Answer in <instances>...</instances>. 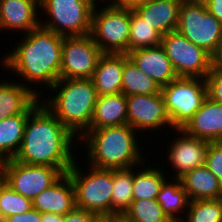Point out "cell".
I'll return each instance as SVG.
<instances>
[{
    "label": "cell",
    "mask_w": 222,
    "mask_h": 222,
    "mask_svg": "<svg viewBox=\"0 0 222 222\" xmlns=\"http://www.w3.org/2000/svg\"><path fill=\"white\" fill-rule=\"evenodd\" d=\"M76 140L40 103L27 118L21 147L13 159L23 164L53 166L67 173L75 161L72 143Z\"/></svg>",
    "instance_id": "cell-1"
},
{
    "label": "cell",
    "mask_w": 222,
    "mask_h": 222,
    "mask_svg": "<svg viewBox=\"0 0 222 222\" xmlns=\"http://www.w3.org/2000/svg\"><path fill=\"white\" fill-rule=\"evenodd\" d=\"M11 52L3 56L2 65L21 76L29 84L51 88L60 79L61 54L64 36L42 26L24 33ZM37 82V83H36Z\"/></svg>",
    "instance_id": "cell-2"
},
{
    "label": "cell",
    "mask_w": 222,
    "mask_h": 222,
    "mask_svg": "<svg viewBox=\"0 0 222 222\" xmlns=\"http://www.w3.org/2000/svg\"><path fill=\"white\" fill-rule=\"evenodd\" d=\"M136 130L128 124L89 129L79 142L87 144L89 166L98 169H127L145 160L138 146ZM143 165V166H142Z\"/></svg>",
    "instance_id": "cell-3"
},
{
    "label": "cell",
    "mask_w": 222,
    "mask_h": 222,
    "mask_svg": "<svg viewBox=\"0 0 222 222\" xmlns=\"http://www.w3.org/2000/svg\"><path fill=\"white\" fill-rule=\"evenodd\" d=\"M50 90L57 94L41 103L80 140L89 131L98 98L92 79H58Z\"/></svg>",
    "instance_id": "cell-4"
},
{
    "label": "cell",
    "mask_w": 222,
    "mask_h": 222,
    "mask_svg": "<svg viewBox=\"0 0 222 222\" xmlns=\"http://www.w3.org/2000/svg\"><path fill=\"white\" fill-rule=\"evenodd\" d=\"M76 160L67 171L75 188L76 207L96 215H112L113 169L90 166L82 172Z\"/></svg>",
    "instance_id": "cell-5"
},
{
    "label": "cell",
    "mask_w": 222,
    "mask_h": 222,
    "mask_svg": "<svg viewBox=\"0 0 222 222\" xmlns=\"http://www.w3.org/2000/svg\"><path fill=\"white\" fill-rule=\"evenodd\" d=\"M97 0H40L50 20L40 26L62 36H83L91 33L92 11ZM96 2V3H95Z\"/></svg>",
    "instance_id": "cell-6"
},
{
    "label": "cell",
    "mask_w": 222,
    "mask_h": 222,
    "mask_svg": "<svg viewBox=\"0 0 222 222\" xmlns=\"http://www.w3.org/2000/svg\"><path fill=\"white\" fill-rule=\"evenodd\" d=\"M161 94L174 129H181L208 98L205 78L177 76L161 87Z\"/></svg>",
    "instance_id": "cell-7"
},
{
    "label": "cell",
    "mask_w": 222,
    "mask_h": 222,
    "mask_svg": "<svg viewBox=\"0 0 222 222\" xmlns=\"http://www.w3.org/2000/svg\"><path fill=\"white\" fill-rule=\"evenodd\" d=\"M92 11L91 36L103 53H128L131 9L109 4Z\"/></svg>",
    "instance_id": "cell-8"
},
{
    "label": "cell",
    "mask_w": 222,
    "mask_h": 222,
    "mask_svg": "<svg viewBox=\"0 0 222 222\" xmlns=\"http://www.w3.org/2000/svg\"><path fill=\"white\" fill-rule=\"evenodd\" d=\"M177 31L210 55L222 39V23L207 11L203 1L181 3Z\"/></svg>",
    "instance_id": "cell-9"
},
{
    "label": "cell",
    "mask_w": 222,
    "mask_h": 222,
    "mask_svg": "<svg viewBox=\"0 0 222 222\" xmlns=\"http://www.w3.org/2000/svg\"><path fill=\"white\" fill-rule=\"evenodd\" d=\"M161 46L177 76L206 78L211 69V55L189 41L177 30L162 36Z\"/></svg>",
    "instance_id": "cell-10"
},
{
    "label": "cell",
    "mask_w": 222,
    "mask_h": 222,
    "mask_svg": "<svg viewBox=\"0 0 222 222\" xmlns=\"http://www.w3.org/2000/svg\"><path fill=\"white\" fill-rule=\"evenodd\" d=\"M102 54L91 34L65 36L62 45L60 79H91Z\"/></svg>",
    "instance_id": "cell-11"
},
{
    "label": "cell",
    "mask_w": 222,
    "mask_h": 222,
    "mask_svg": "<svg viewBox=\"0 0 222 222\" xmlns=\"http://www.w3.org/2000/svg\"><path fill=\"white\" fill-rule=\"evenodd\" d=\"M1 169L6 183L14 191L31 200L64 174L53 166L23 164L14 159L2 161Z\"/></svg>",
    "instance_id": "cell-12"
},
{
    "label": "cell",
    "mask_w": 222,
    "mask_h": 222,
    "mask_svg": "<svg viewBox=\"0 0 222 222\" xmlns=\"http://www.w3.org/2000/svg\"><path fill=\"white\" fill-rule=\"evenodd\" d=\"M127 97V124L134 130L148 131L172 127L161 93L152 95H130ZM166 125V126H165Z\"/></svg>",
    "instance_id": "cell-13"
},
{
    "label": "cell",
    "mask_w": 222,
    "mask_h": 222,
    "mask_svg": "<svg viewBox=\"0 0 222 222\" xmlns=\"http://www.w3.org/2000/svg\"><path fill=\"white\" fill-rule=\"evenodd\" d=\"M179 134L167 150L166 157L170 165L176 171L173 179H179L185 173L194 170L197 167L205 165V158L210 142L193 137L185 133L182 129H174ZM181 135V136H180Z\"/></svg>",
    "instance_id": "cell-14"
},
{
    "label": "cell",
    "mask_w": 222,
    "mask_h": 222,
    "mask_svg": "<svg viewBox=\"0 0 222 222\" xmlns=\"http://www.w3.org/2000/svg\"><path fill=\"white\" fill-rule=\"evenodd\" d=\"M76 207L75 188L68 173L32 199V208L41 213L64 216Z\"/></svg>",
    "instance_id": "cell-15"
},
{
    "label": "cell",
    "mask_w": 222,
    "mask_h": 222,
    "mask_svg": "<svg viewBox=\"0 0 222 222\" xmlns=\"http://www.w3.org/2000/svg\"><path fill=\"white\" fill-rule=\"evenodd\" d=\"M40 0H0V30L28 33L40 26Z\"/></svg>",
    "instance_id": "cell-16"
},
{
    "label": "cell",
    "mask_w": 222,
    "mask_h": 222,
    "mask_svg": "<svg viewBox=\"0 0 222 222\" xmlns=\"http://www.w3.org/2000/svg\"><path fill=\"white\" fill-rule=\"evenodd\" d=\"M128 58L160 87L168 85L177 74L161 45L140 48L127 53Z\"/></svg>",
    "instance_id": "cell-17"
},
{
    "label": "cell",
    "mask_w": 222,
    "mask_h": 222,
    "mask_svg": "<svg viewBox=\"0 0 222 222\" xmlns=\"http://www.w3.org/2000/svg\"><path fill=\"white\" fill-rule=\"evenodd\" d=\"M13 81L0 82V120L23 112H32L41 103V96L36 89L23 82Z\"/></svg>",
    "instance_id": "cell-18"
},
{
    "label": "cell",
    "mask_w": 222,
    "mask_h": 222,
    "mask_svg": "<svg viewBox=\"0 0 222 222\" xmlns=\"http://www.w3.org/2000/svg\"><path fill=\"white\" fill-rule=\"evenodd\" d=\"M181 129L190 136L208 142L222 141V104L207 98Z\"/></svg>",
    "instance_id": "cell-19"
},
{
    "label": "cell",
    "mask_w": 222,
    "mask_h": 222,
    "mask_svg": "<svg viewBox=\"0 0 222 222\" xmlns=\"http://www.w3.org/2000/svg\"><path fill=\"white\" fill-rule=\"evenodd\" d=\"M180 6L177 0H149L133 11L163 36L177 30Z\"/></svg>",
    "instance_id": "cell-20"
},
{
    "label": "cell",
    "mask_w": 222,
    "mask_h": 222,
    "mask_svg": "<svg viewBox=\"0 0 222 222\" xmlns=\"http://www.w3.org/2000/svg\"><path fill=\"white\" fill-rule=\"evenodd\" d=\"M123 53H103L91 78L98 96L121 93Z\"/></svg>",
    "instance_id": "cell-21"
},
{
    "label": "cell",
    "mask_w": 222,
    "mask_h": 222,
    "mask_svg": "<svg viewBox=\"0 0 222 222\" xmlns=\"http://www.w3.org/2000/svg\"><path fill=\"white\" fill-rule=\"evenodd\" d=\"M190 201L222 198V184L205 165L179 178Z\"/></svg>",
    "instance_id": "cell-22"
},
{
    "label": "cell",
    "mask_w": 222,
    "mask_h": 222,
    "mask_svg": "<svg viewBox=\"0 0 222 222\" xmlns=\"http://www.w3.org/2000/svg\"><path fill=\"white\" fill-rule=\"evenodd\" d=\"M127 124V97L123 93L98 96L89 129Z\"/></svg>",
    "instance_id": "cell-23"
},
{
    "label": "cell",
    "mask_w": 222,
    "mask_h": 222,
    "mask_svg": "<svg viewBox=\"0 0 222 222\" xmlns=\"http://www.w3.org/2000/svg\"><path fill=\"white\" fill-rule=\"evenodd\" d=\"M31 112H23L0 120V161L13 159L18 153L24 135L27 118Z\"/></svg>",
    "instance_id": "cell-24"
},
{
    "label": "cell",
    "mask_w": 222,
    "mask_h": 222,
    "mask_svg": "<svg viewBox=\"0 0 222 222\" xmlns=\"http://www.w3.org/2000/svg\"><path fill=\"white\" fill-rule=\"evenodd\" d=\"M121 93L130 95H152L161 93V87L147 74L140 70L123 53V76Z\"/></svg>",
    "instance_id": "cell-25"
},
{
    "label": "cell",
    "mask_w": 222,
    "mask_h": 222,
    "mask_svg": "<svg viewBox=\"0 0 222 222\" xmlns=\"http://www.w3.org/2000/svg\"><path fill=\"white\" fill-rule=\"evenodd\" d=\"M168 179L163 183L157 195V202L173 222H181L183 215L179 212L188 210L189 198L179 179ZM182 210V211H181ZM180 215V216H179Z\"/></svg>",
    "instance_id": "cell-26"
},
{
    "label": "cell",
    "mask_w": 222,
    "mask_h": 222,
    "mask_svg": "<svg viewBox=\"0 0 222 222\" xmlns=\"http://www.w3.org/2000/svg\"><path fill=\"white\" fill-rule=\"evenodd\" d=\"M145 169L133 170L132 195L133 200L156 199L160 188L167 180L164 171L147 166Z\"/></svg>",
    "instance_id": "cell-27"
},
{
    "label": "cell",
    "mask_w": 222,
    "mask_h": 222,
    "mask_svg": "<svg viewBox=\"0 0 222 222\" xmlns=\"http://www.w3.org/2000/svg\"><path fill=\"white\" fill-rule=\"evenodd\" d=\"M133 168L113 169L112 215L122 217L133 202Z\"/></svg>",
    "instance_id": "cell-28"
},
{
    "label": "cell",
    "mask_w": 222,
    "mask_h": 222,
    "mask_svg": "<svg viewBox=\"0 0 222 222\" xmlns=\"http://www.w3.org/2000/svg\"><path fill=\"white\" fill-rule=\"evenodd\" d=\"M121 219L124 222H173L156 199L133 200Z\"/></svg>",
    "instance_id": "cell-29"
},
{
    "label": "cell",
    "mask_w": 222,
    "mask_h": 222,
    "mask_svg": "<svg viewBox=\"0 0 222 222\" xmlns=\"http://www.w3.org/2000/svg\"><path fill=\"white\" fill-rule=\"evenodd\" d=\"M162 35L131 9L129 52L161 45Z\"/></svg>",
    "instance_id": "cell-30"
},
{
    "label": "cell",
    "mask_w": 222,
    "mask_h": 222,
    "mask_svg": "<svg viewBox=\"0 0 222 222\" xmlns=\"http://www.w3.org/2000/svg\"><path fill=\"white\" fill-rule=\"evenodd\" d=\"M181 222H222V198L189 201Z\"/></svg>",
    "instance_id": "cell-31"
},
{
    "label": "cell",
    "mask_w": 222,
    "mask_h": 222,
    "mask_svg": "<svg viewBox=\"0 0 222 222\" xmlns=\"http://www.w3.org/2000/svg\"><path fill=\"white\" fill-rule=\"evenodd\" d=\"M32 208V200L14 191L7 183L0 191V222L15 214H22Z\"/></svg>",
    "instance_id": "cell-32"
},
{
    "label": "cell",
    "mask_w": 222,
    "mask_h": 222,
    "mask_svg": "<svg viewBox=\"0 0 222 222\" xmlns=\"http://www.w3.org/2000/svg\"><path fill=\"white\" fill-rule=\"evenodd\" d=\"M205 80L208 98L215 103L222 104V67L211 66Z\"/></svg>",
    "instance_id": "cell-33"
},
{
    "label": "cell",
    "mask_w": 222,
    "mask_h": 222,
    "mask_svg": "<svg viewBox=\"0 0 222 222\" xmlns=\"http://www.w3.org/2000/svg\"><path fill=\"white\" fill-rule=\"evenodd\" d=\"M205 166L222 184V141L210 142Z\"/></svg>",
    "instance_id": "cell-34"
},
{
    "label": "cell",
    "mask_w": 222,
    "mask_h": 222,
    "mask_svg": "<svg viewBox=\"0 0 222 222\" xmlns=\"http://www.w3.org/2000/svg\"><path fill=\"white\" fill-rule=\"evenodd\" d=\"M95 216V213L75 207L63 216V222H91Z\"/></svg>",
    "instance_id": "cell-35"
},
{
    "label": "cell",
    "mask_w": 222,
    "mask_h": 222,
    "mask_svg": "<svg viewBox=\"0 0 222 222\" xmlns=\"http://www.w3.org/2000/svg\"><path fill=\"white\" fill-rule=\"evenodd\" d=\"M42 213L34 208L22 214L7 217L3 222H41Z\"/></svg>",
    "instance_id": "cell-36"
},
{
    "label": "cell",
    "mask_w": 222,
    "mask_h": 222,
    "mask_svg": "<svg viewBox=\"0 0 222 222\" xmlns=\"http://www.w3.org/2000/svg\"><path fill=\"white\" fill-rule=\"evenodd\" d=\"M207 11L222 23V0H202Z\"/></svg>",
    "instance_id": "cell-37"
},
{
    "label": "cell",
    "mask_w": 222,
    "mask_h": 222,
    "mask_svg": "<svg viewBox=\"0 0 222 222\" xmlns=\"http://www.w3.org/2000/svg\"><path fill=\"white\" fill-rule=\"evenodd\" d=\"M108 2L109 5L119 8L134 9L139 5L145 4L149 0H111Z\"/></svg>",
    "instance_id": "cell-38"
},
{
    "label": "cell",
    "mask_w": 222,
    "mask_h": 222,
    "mask_svg": "<svg viewBox=\"0 0 222 222\" xmlns=\"http://www.w3.org/2000/svg\"><path fill=\"white\" fill-rule=\"evenodd\" d=\"M211 65L222 67V39L218 42L216 50L211 55Z\"/></svg>",
    "instance_id": "cell-39"
},
{
    "label": "cell",
    "mask_w": 222,
    "mask_h": 222,
    "mask_svg": "<svg viewBox=\"0 0 222 222\" xmlns=\"http://www.w3.org/2000/svg\"><path fill=\"white\" fill-rule=\"evenodd\" d=\"M121 220L117 215H96L91 222H120Z\"/></svg>",
    "instance_id": "cell-40"
},
{
    "label": "cell",
    "mask_w": 222,
    "mask_h": 222,
    "mask_svg": "<svg viewBox=\"0 0 222 222\" xmlns=\"http://www.w3.org/2000/svg\"><path fill=\"white\" fill-rule=\"evenodd\" d=\"M41 222H63V216L54 213H42Z\"/></svg>",
    "instance_id": "cell-41"
},
{
    "label": "cell",
    "mask_w": 222,
    "mask_h": 222,
    "mask_svg": "<svg viewBox=\"0 0 222 222\" xmlns=\"http://www.w3.org/2000/svg\"><path fill=\"white\" fill-rule=\"evenodd\" d=\"M6 184L5 174L2 169H0V191L2 187Z\"/></svg>",
    "instance_id": "cell-42"
},
{
    "label": "cell",
    "mask_w": 222,
    "mask_h": 222,
    "mask_svg": "<svg viewBox=\"0 0 222 222\" xmlns=\"http://www.w3.org/2000/svg\"><path fill=\"white\" fill-rule=\"evenodd\" d=\"M181 3H187V2H197V1H202V0H177Z\"/></svg>",
    "instance_id": "cell-43"
}]
</instances>
